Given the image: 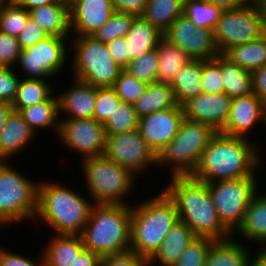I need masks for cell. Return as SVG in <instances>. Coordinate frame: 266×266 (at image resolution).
Returning <instances> with one entry per match:
<instances>
[{"label":"cell","mask_w":266,"mask_h":266,"mask_svg":"<svg viewBox=\"0 0 266 266\" xmlns=\"http://www.w3.org/2000/svg\"><path fill=\"white\" fill-rule=\"evenodd\" d=\"M73 87L57 95L59 103V115L66 114V118L83 119L93 118L96 87L72 79Z\"/></svg>","instance_id":"20"},{"label":"cell","mask_w":266,"mask_h":266,"mask_svg":"<svg viewBox=\"0 0 266 266\" xmlns=\"http://www.w3.org/2000/svg\"><path fill=\"white\" fill-rule=\"evenodd\" d=\"M52 235L42 249L44 266H70L85 248L81 235Z\"/></svg>","instance_id":"26"},{"label":"cell","mask_w":266,"mask_h":266,"mask_svg":"<svg viewBox=\"0 0 266 266\" xmlns=\"http://www.w3.org/2000/svg\"><path fill=\"white\" fill-rule=\"evenodd\" d=\"M101 266H149L148 259L129 250L101 258Z\"/></svg>","instance_id":"48"},{"label":"cell","mask_w":266,"mask_h":266,"mask_svg":"<svg viewBox=\"0 0 266 266\" xmlns=\"http://www.w3.org/2000/svg\"><path fill=\"white\" fill-rule=\"evenodd\" d=\"M20 53L18 38L0 31V66L14 67Z\"/></svg>","instance_id":"46"},{"label":"cell","mask_w":266,"mask_h":266,"mask_svg":"<svg viewBox=\"0 0 266 266\" xmlns=\"http://www.w3.org/2000/svg\"><path fill=\"white\" fill-rule=\"evenodd\" d=\"M214 241L207 237H196L186 247L181 258L172 266H204Z\"/></svg>","instance_id":"41"},{"label":"cell","mask_w":266,"mask_h":266,"mask_svg":"<svg viewBox=\"0 0 266 266\" xmlns=\"http://www.w3.org/2000/svg\"><path fill=\"white\" fill-rule=\"evenodd\" d=\"M14 111L12 103L1 102L0 103V132L4 128L9 116Z\"/></svg>","instance_id":"56"},{"label":"cell","mask_w":266,"mask_h":266,"mask_svg":"<svg viewBox=\"0 0 266 266\" xmlns=\"http://www.w3.org/2000/svg\"><path fill=\"white\" fill-rule=\"evenodd\" d=\"M67 38V39H66ZM69 37L48 36L36 45L21 50L17 60L21 70L29 79H50L56 77L68 59L66 40ZM68 45V47H67Z\"/></svg>","instance_id":"12"},{"label":"cell","mask_w":266,"mask_h":266,"mask_svg":"<svg viewBox=\"0 0 266 266\" xmlns=\"http://www.w3.org/2000/svg\"><path fill=\"white\" fill-rule=\"evenodd\" d=\"M251 73L253 93L266 104V64Z\"/></svg>","instance_id":"52"},{"label":"cell","mask_w":266,"mask_h":266,"mask_svg":"<svg viewBox=\"0 0 266 266\" xmlns=\"http://www.w3.org/2000/svg\"><path fill=\"white\" fill-rule=\"evenodd\" d=\"M202 93H224L221 75V54L202 64Z\"/></svg>","instance_id":"43"},{"label":"cell","mask_w":266,"mask_h":266,"mask_svg":"<svg viewBox=\"0 0 266 266\" xmlns=\"http://www.w3.org/2000/svg\"><path fill=\"white\" fill-rule=\"evenodd\" d=\"M232 98L225 93H200L181 105L185 119L205 123L219 132L228 119Z\"/></svg>","instance_id":"18"},{"label":"cell","mask_w":266,"mask_h":266,"mask_svg":"<svg viewBox=\"0 0 266 266\" xmlns=\"http://www.w3.org/2000/svg\"><path fill=\"white\" fill-rule=\"evenodd\" d=\"M12 1H14V0H0V8L11 3Z\"/></svg>","instance_id":"59"},{"label":"cell","mask_w":266,"mask_h":266,"mask_svg":"<svg viewBox=\"0 0 266 266\" xmlns=\"http://www.w3.org/2000/svg\"><path fill=\"white\" fill-rule=\"evenodd\" d=\"M266 33V7L248 4L223 10L213 29L214 43L219 54L230 48L256 40Z\"/></svg>","instance_id":"10"},{"label":"cell","mask_w":266,"mask_h":266,"mask_svg":"<svg viewBox=\"0 0 266 266\" xmlns=\"http://www.w3.org/2000/svg\"><path fill=\"white\" fill-rule=\"evenodd\" d=\"M205 61L193 59L179 70L171 82L178 105L181 106L187 100L202 93V64Z\"/></svg>","instance_id":"30"},{"label":"cell","mask_w":266,"mask_h":266,"mask_svg":"<svg viewBox=\"0 0 266 266\" xmlns=\"http://www.w3.org/2000/svg\"><path fill=\"white\" fill-rule=\"evenodd\" d=\"M115 12L114 0H73L70 3L73 36L93 35Z\"/></svg>","instance_id":"19"},{"label":"cell","mask_w":266,"mask_h":266,"mask_svg":"<svg viewBox=\"0 0 266 266\" xmlns=\"http://www.w3.org/2000/svg\"><path fill=\"white\" fill-rule=\"evenodd\" d=\"M135 18L136 16L132 14L115 12L92 36L106 44L114 39L125 37Z\"/></svg>","instance_id":"40"},{"label":"cell","mask_w":266,"mask_h":266,"mask_svg":"<svg viewBox=\"0 0 266 266\" xmlns=\"http://www.w3.org/2000/svg\"><path fill=\"white\" fill-rule=\"evenodd\" d=\"M148 0H114L116 12L132 14L140 17Z\"/></svg>","instance_id":"51"},{"label":"cell","mask_w":266,"mask_h":266,"mask_svg":"<svg viewBox=\"0 0 266 266\" xmlns=\"http://www.w3.org/2000/svg\"><path fill=\"white\" fill-rule=\"evenodd\" d=\"M105 157L130 170L135 176L157 165V156L141 136L139 129L106 135Z\"/></svg>","instance_id":"13"},{"label":"cell","mask_w":266,"mask_h":266,"mask_svg":"<svg viewBox=\"0 0 266 266\" xmlns=\"http://www.w3.org/2000/svg\"><path fill=\"white\" fill-rule=\"evenodd\" d=\"M211 4H214L217 7H220L222 10H232L244 7L248 5L247 0H206Z\"/></svg>","instance_id":"54"},{"label":"cell","mask_w":266,"mask_h":266,"mask_svg":"<svg viewBox=\"0 0 266 266\" xmlns=\"http://www.w3.org/2000/svg\"><path fill=\"white\" fill-rule=\"evenodd\" d=\"M182 107L177 105L139 118L138 129L149 148L156 154L170 143L184 120Z\"/></svg>","instance_id":"16"},{"label":"cell","mask_w":266,"mask_h":266,"mask_svg":"<svg viewBox=\"0 0 266 266\" xmlns=\"http://www.w3.org/2000/svg\"><path fill=\"white\" fill-rule=\"evenodd\" d=\"M107 46L114 62L120 68L124 69L130 63L126 49L125 37L114 39L108 42Z\"/></svg>","instance_id":"50"},{"label":"cell","mask_w":266,"mask_h":266,"mask_svg":"<svg viewBox=\"0 0 266 266\" xmlns=\"http://www.w3.org/2000/svg\"><path fill=\"white\" fill-rule=\"evenodd\" d=\"M260 121L266 125V104L257 95L251 93L234 97L231 100L228 119L219 132L249 139L251 130L257 127Z\"/></svg>","instance_id":"17"},{"label":"cell","mask_w":266,"mask_h":266,"mask_svg":"<svg viewBox=\"0 0 266 266\" xmlns=\"http://www.w3.org/2000/svg\"><path fill=\"white\" fill-rule=\"evenodd\" d=\"M197 236L184 222L178 221L166 234L163 243L156 252L148 259L149 266L154 263L159 266H172L182 256L186 247Z\"/></svg>","instance_id":"21"},{"label":"cell","mask_w":266,"mask_h":266,"mask_svg":"<svg viewBox=\"0 0 266 266\" xmlns=\"http://www.w3.org/2000/svg\"><path fill=\"white\" fill-rule=\"evenodd\" d=\"M147 86V83L137 80L122 70L112 88L121 102L133 104L146 91Z\"/></svg>","instance_id":"42"},{"label":"cell","mask_w":266,"mask_h":266,"mask_svg":"<svg viewBox=\"0 0 266 266\" xmlns=\"http://www.w3.org/2000/svg\"><path fill=\"white\" fill-rule=\"evenodd\" d=\"M158 68V51L153 49L141 55L123 69L139 81L150 84L156 82Z\"/></svg>","instance_id":"38"},{"label":"cell","mask_w":266,"mask_h":266,"mask_svg":"<svg viewBox=\"0 0 266 266\" xmlns=\"http://www.w3.org/2000/svg\"><path fill=\"white\" fill-rule=\"evenodd\" d=\"M221 75L224 93L231 98L253 93L252 73L221 54Z\"/></svg>","instance_id":"33"},{"label":"cell","mask_w":266,"mask_h":266,"mask_svg":"<svg viewBox=\"0 0 266 266\" xmlns=\"http://www.w3.org/2000/svg\"><path fill=\"white\" fill-rule=\"evenodd\" d=\"M255 255V256H254ZM253 255L252 266H266V248H258L257 254Z\"/></svg>","instance_id":"57"},{"label":"cell","mask_w":266,"mask_h":266,"mask_svg":"<svg viewBox=\"0 0 266 266\" xmlns=\"http://www.w3.org/2000/svg\"><path fill=\"white\" fill-rule=\"evenodd\" d=\"M70 266H101V257L84 248Z\"/></svg>","instance_id":"53"},{"label":"cell","mask_w":266,"mask_h":266,"mask_svg":"<svg viewBox=\"0 0 266 266\" xmlns=\"http://www.w3.org/2000/svg\"><path fill=\"white\" fill-rule=\"evenodd\" d=\"M163 190L174 201L179 220L197 237L216 241L233 236L220 221L206 182L192 176H175Z\"/></svg>","instance_id":"2"},{"label":"cell","mask_w":266,"mask_h":266,"mask_svg":"<svg viewBox=\"0 0 266 266\" xmlns=\"http://www.w3.org/2000/svg\"><path fill=\"white\" fill-rule=\"evenodd\" d=\"M251 139L217 132L202 153L192 174L203 182L234 180L256 176L262 157Z\"/></svg>","instance_id":"1"},{"label":"cell","mask_w":266,"mask_h":266,"mask_svg":"<svg viewBox=\"0 0 266 266\" xmlns=\"http://www.w3.org/2000/svg\"><path fill=\"white\" fill-rule=\"evenodd\" d=\"M70 40L74 46L70 61L74 79L97 88L113 87L123 69L114 62L107 44L92 35L75 36Z\"/></svg>","instance_id":"8"},{"label":"cell","mask_w":266,"mask_h":266,"mask_svg":"<svg viewBox=\"0 0 266 266\" xmlns=\"http://www.w3.org/2000/svg\"><path fill=\"white\" fill-rule=\"evenodd\" d=\"M81 162L93 204L130 205L124 199L130 195L138 176L104 155L82 158Z\"/></svg>","instance_id":"7"},{"label":"cell","mask_w":266,"mask_h":266,"mask_svg":"<svg viewBox=\"0 0 266 266\" xmlns=\"http://www.w3.org/2000/svg\"><path fill=\"white\" fill-rule=\"evenodd\" d=\"M228 59L248 71L266 64V33L248 43L230 48L225 54Z\"/></svg>","instance_id":"34"},{"label":"cell","mask_w":266,"mask_h":266,"mask_svg":"<svg viewBox=\"0 0 266 266\" xmlns=\"http://www.w3.org/2000/svg\"><path fill=\"white\" fill-rule=\"evenodd\" d=\"M249 4L266 7V0H247Z\"/></svg>","instance_id":"58"},{"label":"cell","mask_w":266,"mask_h":266,"mask_svg":"<svg viewBox=\"0 0 266 266\" xmlns=\"http://www.w3.org/2000/svg\"><path fill=\"white\" fill-rule=\"evenodd\" d=\"M0 266H44V258L40 254L39 262L36 263L28 256H23L17 252L13 253L0 247Z\"/></svg>","instance_id":"49"},{"label":"cell","mask_w":266,"mask_h":266,"mask_svg":"<svg viewBox=\"0 0 266 266\" xmlns=\"http://www.w3.org/2000/svg\"><path fill=\"white\" fill-rule=\"evenodd\" d=\"M59 140L67 149L83 154L81 158L104 154L106 134L104 125L93 118H60Z\"/></svg>","instance_id":"14"},{"label":"cell","mask_w":266,"mask_h":266,"mask_svg":"<svg viewBox=\"0 0 266 266\" xmlns=\"http://www.w3.org/2000/svg\"><path fill=\"white\" fill-rule=\"evenodd\" d=\"M120 102V98L112 87H96V101L93 119L104 124Z\"/></svg>","instance_id":"44"},{"label":"cell","mask_w":266,"mask_h":266,"mask_svg":"<svg viewBox=\"0 0 266 266\" xmlns=\"http://www.w3.org/2000/svg\"><path fill=\"white\" fill-rule=\"evenodd\" d=\"M93 205L88 197H83L70 187L39 180L34 220H42L57 235H81Z\"/></svg>","instance_id":"3"},{"label":"cell","mask_w":266,"mask_h":266,"mask_svg":"<svg viewBox=\"0 0 266 266\" xmlns=\"http://www.w3.org/2000/svg\"><path fill=\"white\" fill-rule=\"evenodd\" d=\"M163 38L161 33L150 22L136 17L130 30L125 35L126 49L129 60L137 59L148 51L155 49Z\"/></svg>","instance_id":"27"},{"label":"cell","mask_w":266,"mask_h":266,"mask_svg":"<svg viewBox=\"0 0 266 266\" xmlns=\"http://www.w3.org/2000/svg\"><path fill=\"white\" fill-rule=\"evenodd\" d=\"M48 80L29 79L21 76L15 99L12 102L14 111L18 112L20 109L44 102L52 93L54 94L55 90Z\"/></svg>","instance_id":"35"},{"label":"cell","mask_w":266,"mask_h":266,"mask_svg":"<svg viewBox=\"0 0 266 266\" xmlns=\"http://www.w3.org/2000/svg\"><path fill=\"white\" fill-rule=\"evenodd\" d=\"M68 4H70L73 0H66Z\"/></svg>","instance_id":"61"},{"label":"cell","mask_w":266,"mask_h":266,"mask_svg":"<svg viewBox=\"0 0 266 266\" xmlns=\"http://www.w3.org/2000/svg\"><path fill=\"white\" fill-rule=\"evenodd\" d=\"M29 16V11L12 1L0 8V31L18 37Z\"/></svg>","instance_id":"39"},{"label":"cell","mask_w":266,"mask_h":266,"mask_svg":"<svg viewBox=\"0 0 266 266\" xmlns=\"http://www.w3.org/2000/svg\"><path fill=\"white\" fill-rule=\"evenodd\" d=\"M217 131L205 123L182 121L174 138L157 155V168H171V176H192L202 153Z\"/></svg>","instance_id":"6"},{"label":"cell","mask_w":266,"mask_h":266,"mask_svg":"<svg viewBox=\"0 0 266 266\" xmlns=\"http://www.w3.org/2000/svg\"><path fill=\"white\" fill-rule=\"evenodd\" d=\"M163 38L192 59L212 60L219 54L214 43L213 30L197 27L185 14L172 23L163 33Z\"/></svg>","instance_id":"15"},{"label":"cell","mask_w":266,"mask_h":266,"mask_svg":"<svg viewBox=\"0 0 266 266\" xmlns=\"http://www.w3.org/2000/svg\"><path fill=\"white\" fill-rule=\"evenodd\" d=\"M131 205L94 204L81 237L101 258L130 250Z\"/></svg>","instance_id":"5"},{"label":"cell","mask_w":266,"mask_h":266,"mask_svg":"<svg viewBox=\"0 0 266 266\" xmlns=\"http://www.w3.org/2000/svg\"><path fill=\"white\" fill-rule=\"evenodd\" d=\"M14 1L18 5L24 7L27 11L48 4L67 2L66 0H14Z\"/></svg>","instance_id":"55"},{"label":"cell","mask_w":266,"mask_h":266,"mask_svg":"<svg viewBox=\"0 0 266 266\" xmlns=\"http://www.w3.org/2000/svg\"><path fill=\"white\" fill-rule=\"evenodd\" d=\"M259 192L253 197L245 212L244 221L233 237L238 234L249 242H259V248H263V245L266 248V194Z\"/></svg>","instance_id":"25"},{"label":"cell","mask_w":266,"mask_h":266,"mask_svg":"<svg viewBox=\"0 0 266 266\" xmlns=\"http://www.w3.org/2000/svg\"><path fill=\"white\" fill-rule=\"evenodd\" d=\"M240 241L233 236L214 241L204 266H252V250Z\"/></svg>","instance_id":"23"},{"label":"cell","mask_w":266,"mask_h":266,"mask_svg":"<svg viewBox=\"0 0 266 266\" xmlns=\"http://www.w3.org/2000/svg\"><path fill=\"white\" fill-rule=\"evenodd\" d=\"M29 15L49 36L68 37L74 34L70 27V4L67 2L31 9Z\"/></svg>","instance_id":"24"},{"label":"cell","mask_w":266,"mask_h":266,"mask_svg":"<svg viewBox=\"0 0 266 266\" xmlns=\"http://www.w3.org/2000/svg\"><path fill=\"white\" fill-rule=\"evenodd\" d=\"M36 136L19 112L13 111L0 132V161L26 149Z\"/></svg>","instance_id":"22"},{"label":"cell","mask_w":266,"mask_h":266,"mask_svg":"<svg viewBox=\"0 0 266 266\" xmlns=\"http://www.w3.org/2000/svg\"><path fill=\"white\" fill-rule=\"evenodd\" d=\"M39 181L24 176L8 164L0 163V221L12 223L35 218L38 207Z\"/></svg>","instance_id":"9"},{"label":"cell","mask_w":266,"mask_h":266,"mask_svg":"<svg viewBox=\"0 0 266 266\" xmlns=\"http://www.w3.org/2000/svg\"><path fill=\"white\" fill-rule=\"evenodd\" d=\"M133 105L138 117L141 118L154 112L175 108L178 104L170 84L152 82Z\"/></svg>","instance_id":"29"},{"label":"cell","mask_w":266,"mask_h":266,"mask_svg":"<svg viewBox=\"0 0 266 266\" xmlns=\"http://www.w3.org/2000/svg\"><path fill=\"white\" fill-rule=\"evenodd\" d=\"M49 34L42 29V27L35 22V20L29 16L26 26L19 34L18 42L21 50L27 49L36 45L38 42L46 39Z\"/></svg>","instance_id":"47"},{"label":"cell","mask_w":266,"mask_h":266,"mask_svg":"<svg viewBox=\"0 0 266 266\" xmlns=\"http://www.w3.org/2000/svg\"><path fill=\"white\" fill-rule=\"evenodd\" d=\"M185 0H148L142 15L161 33H164L172 23L184 15Z\"/></svg>","instance_id":"32"},{"label":"cell","mask_w":266,"mask_h":266,"mask_svg":"<svg viewBox=\"0 0 266 266\" xmlns=\"http://www.w3.org/2000/svg\"><path fill=\"white\" fill-rule=\"evenodd\" d=\"M207 185L220 221L232 235L235 234L259 191L257 177L208 182Z\"/></svg>","instance_id":"11"},{"label":"cell","mask_w":266,"mask_h":266,"mask_svg":"<svg viewBox=\"0 0 266 266\" xmlns=\"http://www.w3.org/2000/svg\"><path fill=\"white\" fill-rule=\"evenodd\" d=\"M158 68L156 82L171 84L181 68L193 59L165 38L158 42Z\"/></svg>","instance_id":"31"},{"label":"cell","mask_w":266,"mask_h":266,"mask_svg":"<svg viewBox=\"0 0 266 266\" xmlns=\"http://www.w3.org/2000/svg\"><path fill=\"white\" fill-rule=\"evenodd\" d=\"M222 11L206 0H185L184 14L200 28L213 30Z\"/></svg>","instance_id":"36"},{"label":"cell","mask_w":266,"mask_h":266,"mask_svg":"<svg viewBox=\"0 0 266 266\" xmlns=\"http://www.w3.org/2000/svg\"><path fill=\"white\" fill-rule=\"evenodd\" d=\"M18 112L36 135L37 129L51 128L58 136L61 116L57 94L51 95L44 102L20 109Z\"/></svg>","instance_id":"28"},{"label":"cell","mask_w":266,"mask_h":266,"mask_svg":"<svg viewBox=\"0 0 266 266\" xmlns=\"http://www.w3.org/2000/svg\"><path fill=\"white\" fill-rule=\"evenodd\" d=\"M3 227V226H5L1 221H0V227ZM1 229V228H0ZM1 247V246H0Z\"/></svg>","instance_id":"60"},{"label":"cell","mask_w":266,"mask_h":266,"mask_svg":"<svg viewBox=\"0 0 266 266\" xmlns=\"http://www.w3.org/2000/svg\"><path fill=\"white\" fill-rule=\"evenodd\" d=\"M103 125L106 135L120 134L138 129L139 117L134 105L120 102Z\"/></svg>","instance_id":"37"},{"label":"cell","mask_w":266,"mask_h":266,"mask_svg":"<svg viewBox=\"0 0 266 266\" xmlns=\"http://www.w3.org/2000/svg\"><path fill=\"white\" fill-rule=\"evenodd\" d=\"M13 67L0 66V101L12 103L15 99L20 76Z\"/></svg>","instance_id":"45"},{"label":"cell","mask_w":266,"mask_h":266,"mask_svg":"<svg viewBox=\"0 0 266 266\" xmlns=\"http://www.w3.org/2000/svg\"><path fill=\"white\" fill-rule=\"evenodd\" d=\"M131 204L130 250L149 259L179 221L174 201L161 190L155 196Z\"/></svg>","instance_id":"4"}]
</instances>
